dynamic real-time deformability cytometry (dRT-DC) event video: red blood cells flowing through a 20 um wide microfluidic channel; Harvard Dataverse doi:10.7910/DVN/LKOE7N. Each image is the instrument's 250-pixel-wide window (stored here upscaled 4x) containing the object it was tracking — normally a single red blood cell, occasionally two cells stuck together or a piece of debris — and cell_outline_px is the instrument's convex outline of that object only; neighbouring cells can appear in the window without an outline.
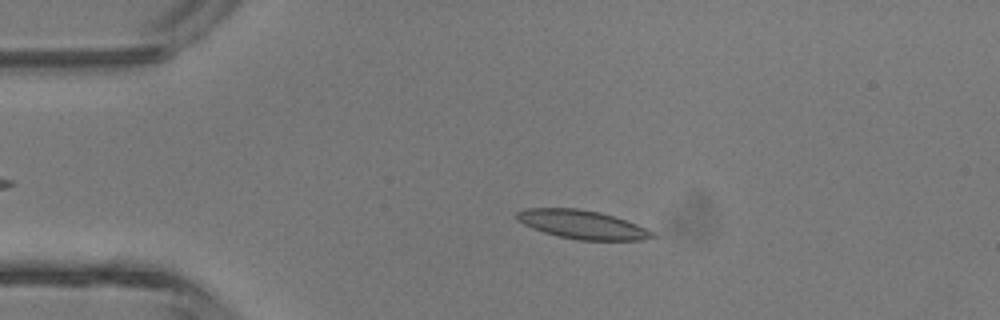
{"species": "common noctule bat (a hibernating species)", "species_latin": "Nyctalus noctula", "temperature_condition": "room temperature", "stored_images_in_passage": 37, "camera_frame_rate_fps": 3000, "um_per_image_px": 0.085, "animal": {"sex": "male", "body_mass_g": 13.3}, "frame": {"image": 1, "passage_image": 8, "time_ms": 2.333, "image_size_px": [1000, 320], "cell_outline_px": [[656, 236], [640, 240], [580, 240], [556, 236], [532, 228], [516, 220], [516, 212], [528, 208], [576, 208], [600, 212], [636, 224], [652, 232]], "centroid_in_image_um": [49.43, 19.08], "position_along_channel_um": 35.6, "area_um2": 22.37}}
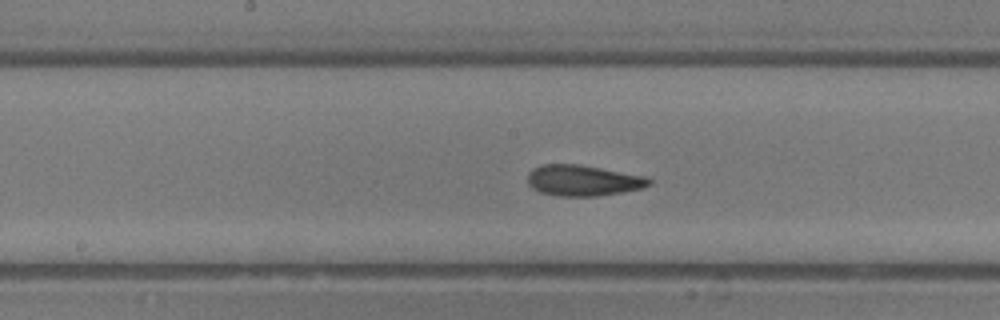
{"frame": {"image": 2, "passage_image": 21, "time_ms": 6.667, "image_size_px": [1000, 320], "cell_outline_px": [[652, 184], [640, 188], [620, 192], [596, 196], [560, 196], [540, 192], [532, 188], [528, 184], [528, 172], [532, 168], [540, 164], [576, 164], [600, 168], [644, 176], [652, 180]], "centroid_in_image_um": [49.5, 15.33], "position_along_channel_um": 198.7, "area_um2": 21.68}}
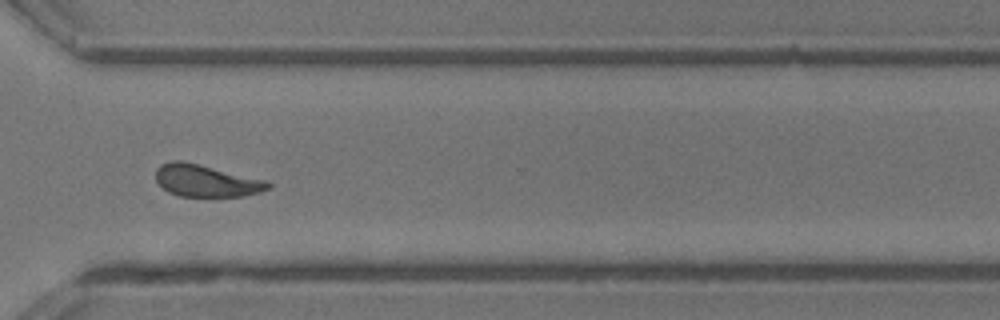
{"frame": {"image": 3, "passage_image": 31, "time_ms": 10.0, "image_size_px": [1000, 320], "cell_outline_px": [[272, 188], [260, 192], [244, 196], [180, 196], [168, 192], [156, 180], [156, 168], [160, 164], [172, 160], [180, 160], [264, 180], [272, 184]], "centroid_in_image_um": [17.5, 15.37], "position_along_channel_um": 353.1, "area_um2": 20.69}, "authors_computed_cell_mechanics": {"area_um2": 21.675, "velocity_mm_per_s": 4.6483, "shape_relaxation_time_tau1_ms": 3.6725, "shape_relaxation_time_tau2_ms": 3.0748, "deformation_change_tau1": 0.1312, "deformation_change_tau2": 0.1048}}